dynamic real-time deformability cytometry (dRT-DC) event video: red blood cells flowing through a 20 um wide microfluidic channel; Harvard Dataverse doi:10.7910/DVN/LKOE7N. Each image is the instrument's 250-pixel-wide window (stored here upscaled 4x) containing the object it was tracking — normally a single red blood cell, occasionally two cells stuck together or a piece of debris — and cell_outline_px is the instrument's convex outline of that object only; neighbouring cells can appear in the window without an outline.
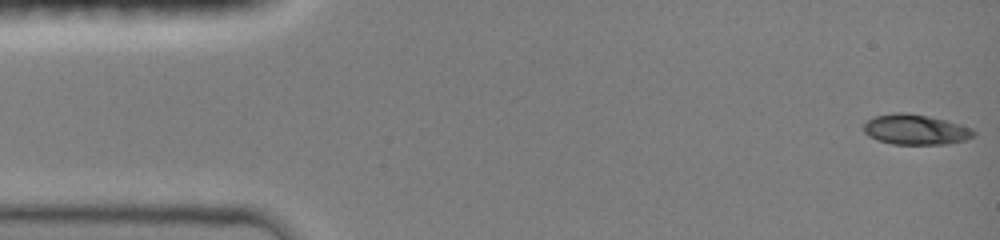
{"species": "common noctule bat (a hibernating species)", "species_latin": "Nyctalus noctula", "temperature_condition": "room temperature", "stored_images_in_passage": 61, "camera_frame_rate_fps": 3000, "um_per_image_px": 0.085, "animal": {"sex": "female", "body_mass_g": 19.0, "forearm_length_mm": 51.5}, "frame": {"image": 1, "passage_image": 1, "time_ms": 0.0, "image_size_px": [1000, 240], "cell_outline_px": [[976, 136], [964, 140], [948, 144], [892, 144], [876, 140], [868, 136], [864, 132], [864, 124], [868, 120], [876, 116], [896, 112], [908, 112], [928, 116], [944, 120], [972, 128], [976, 132]], "centroid_in_image_um": [77.82, 11.02], "position_along_channel_um": 7.2, "area_um2": 19.42}}
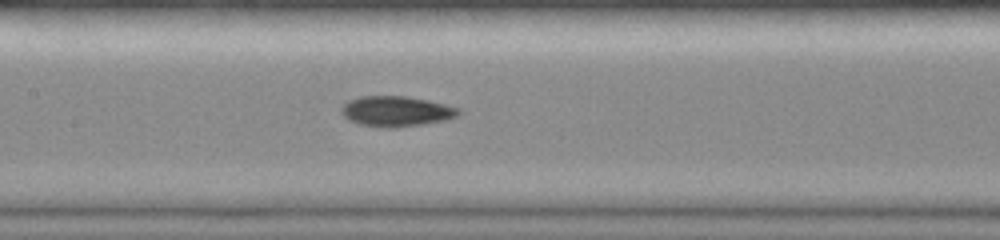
{"frame": {"image": 2, "passage_image": 34, "time_ms": 7.0, "image_size_px": [1000, 240], "cell_outline_px": [[460, 112], [456, 116], [444, 120], [424, 124], [396, 128], [384, 128], [360, 124], [348, 120], [340, 112], [340, 108], [348, 100], [360, 96], [404, 96], [428, 100], [460, 108]], "centroid_in_image_um": [33.64, 9.46], "position_along_channel_um": 173.8, "area_um2": 20.81}}
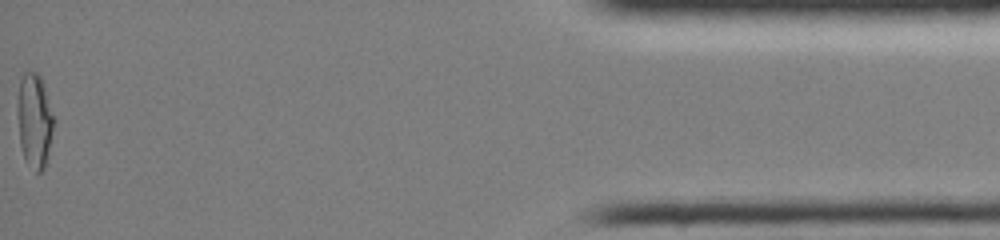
{"frame": {"image": 3, "passage_image": 60, "time_ms": 15.333, "image_size_px": [1000, 240], "cell_outline_px": [[56, 120], [44, 168], [40, 172], [36, 172], [24, 160], [20, 144], [16, 108], [16, 104], [20, 80], [24, 72], [36, 72], [40, 76]], "centroid_in_image_um": [2.92, 10.24], "position_along_channel_um": 432.3, "area_um2": 20.23}, "authors_computed_cell_mechanics": {"area_um2": 19.4786, "velocity_mm_per_s": 4.0928, "shape_relaxation_time_tau1_ms": null, "shape_relaxation_time_tau2_ms": 6.118, "deformation_change_tau1": null, "deformation_change_tau2": 0.0927}}